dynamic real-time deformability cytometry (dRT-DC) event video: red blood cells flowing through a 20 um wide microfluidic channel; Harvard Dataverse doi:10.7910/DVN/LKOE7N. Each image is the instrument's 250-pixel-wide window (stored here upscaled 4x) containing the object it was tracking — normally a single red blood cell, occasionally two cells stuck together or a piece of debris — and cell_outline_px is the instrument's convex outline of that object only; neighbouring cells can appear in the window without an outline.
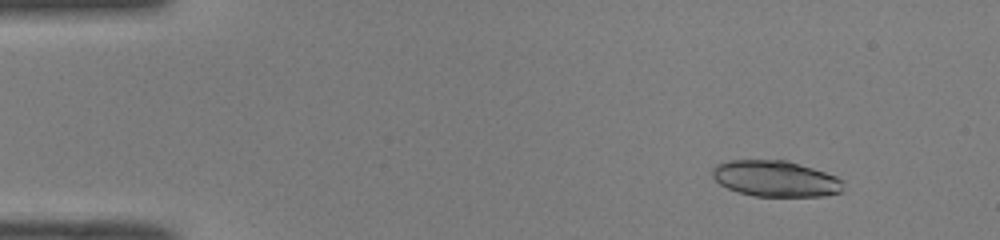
{"species": "common noctule bat (a hibernating species)", "species_latin": "Nyctalus noctula", "temperature_condition": "room temperature", "stored_images_in_passage": 1, "camera_frame_rate_fps": 3000, "um_per_image_px": 0.085, "animal": {"sex": "male", "body_mass_g": 19.0, "forearm_length_mm": 50.8}, "frame": {"image": 1, "passage_image": 1, "time_ms": 0.0, "image_size_px": [1000, 240], "cell_outline_px": [[832, 192], [808, 192], [732, 164], [792, 164], [828, 176]], "centroid_in_image_um": [67.36, 14.98], "position_along_channel_um": 17.6, "area_um2": 10.4}}